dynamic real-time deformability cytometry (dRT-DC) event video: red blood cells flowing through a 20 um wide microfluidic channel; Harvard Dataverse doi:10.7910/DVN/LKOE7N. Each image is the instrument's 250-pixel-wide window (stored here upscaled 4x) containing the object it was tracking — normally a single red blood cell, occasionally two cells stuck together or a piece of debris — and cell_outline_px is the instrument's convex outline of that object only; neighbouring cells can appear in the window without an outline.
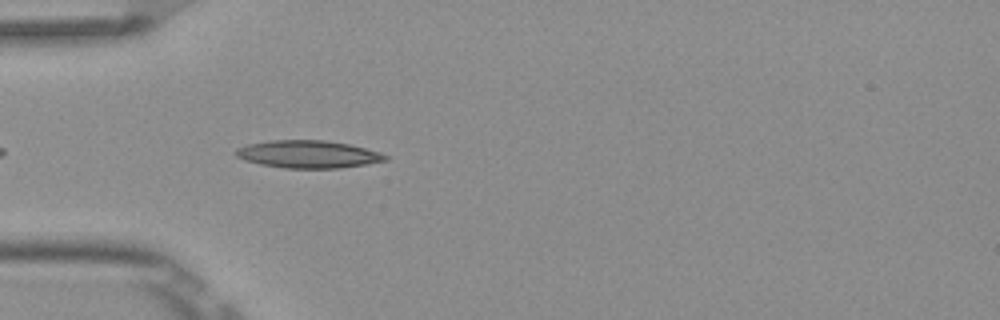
{"species": "Egyptian fruit bat (a non-hibernating species)", "species_latin": "Rousettus aegyptiacus", "temperature_condition": "room temperature", "stored_images_in_passage": 4, "camera_frame_rate_fps": 3000, "um_per_image_px": 0.085, "frame": {"image": 1, "passage_image": 4, "time_ms": 1.0, "image_size_px": [1000, 320], "cell_outline_px": [[388, 160], [368, 164], [340, 168], [284, 168], [260, 164], [244, 160], [236, 156], [232, 152], [236, 148], [248, 144], [272, 140], [324, 140], [348, 144], [380, 152], [388, 156]], "centroid_in_image_um": [26.17, 13.11], "position_along_channel_um": 58.8, "area_um2": 24.1}}